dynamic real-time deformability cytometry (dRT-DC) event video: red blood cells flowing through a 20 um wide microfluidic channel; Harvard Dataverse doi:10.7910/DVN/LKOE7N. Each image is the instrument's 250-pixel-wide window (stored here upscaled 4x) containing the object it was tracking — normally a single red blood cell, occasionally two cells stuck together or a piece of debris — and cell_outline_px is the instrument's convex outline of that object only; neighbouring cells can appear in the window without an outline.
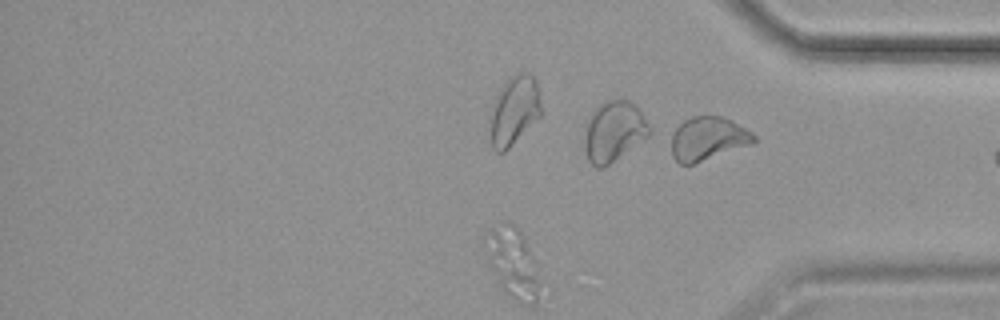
{"species": "common noctule bat (a hibernating species)", "species_latin": "Nyctalus noctula", "temperature_condition": "cold", "stored_images_in_passage": 30, "camera_frame_rate_fps": 3000, "um_per_image_px": 0.085, "animal": {"sex": "female", "body_mass_g": 19.9}, "frame": {"image": 1, "passage_image": 30, "time_ms": 9.667, "image_size_px": [1000, 320], "cell_outline_px": [[756, 144], [692, 164], [680, 164], [672, 156], [672, 136], [676, 128], [684, 120], [692, 116], [720, 116], [732, 120], [752, 132], [756, 136]], "centroid_in_image_um": [60.23, 11.79], "position_along_channel_um": 375.0, "area_um2": 21.1}}